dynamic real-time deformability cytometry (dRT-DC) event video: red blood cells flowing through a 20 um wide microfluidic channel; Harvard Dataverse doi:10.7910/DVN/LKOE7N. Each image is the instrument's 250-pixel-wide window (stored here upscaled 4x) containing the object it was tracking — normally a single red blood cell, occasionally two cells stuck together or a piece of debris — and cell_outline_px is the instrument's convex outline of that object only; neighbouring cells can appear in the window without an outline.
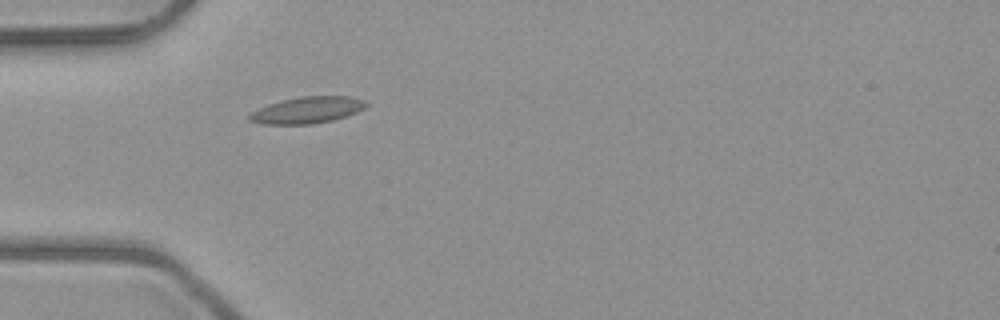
{"species": "common noctule bat (a hibernating species)", "species_latin": "Nyctalus noctula", "temperature_condition": "room temperature", "stored_images_in_passage": 4, "camera_frame_rate_fps": 3000, "um_per_image_px": 0.085, "animal": {"sex": "male", "body_mass_g": 23.1, "forearm_length_mm": 52.7}, "frame": {"image": 1, "passage_image": 4, "time_ms": 3.333, "image_size_px": [1000, 320], "cell_outline_px": [[368, 104], [364, 108], [356, 112], [332, 120], [312, 124], [264, 124], [248, 120], [248, 116], [252, 112], [268, 104], [280, 100], [300, 96], [352, 96], [364, 100]], "centroid_in_image_um": [26.11, 9.34], "position_along_channel_um": 58.9, "area_um2": 17.98}}